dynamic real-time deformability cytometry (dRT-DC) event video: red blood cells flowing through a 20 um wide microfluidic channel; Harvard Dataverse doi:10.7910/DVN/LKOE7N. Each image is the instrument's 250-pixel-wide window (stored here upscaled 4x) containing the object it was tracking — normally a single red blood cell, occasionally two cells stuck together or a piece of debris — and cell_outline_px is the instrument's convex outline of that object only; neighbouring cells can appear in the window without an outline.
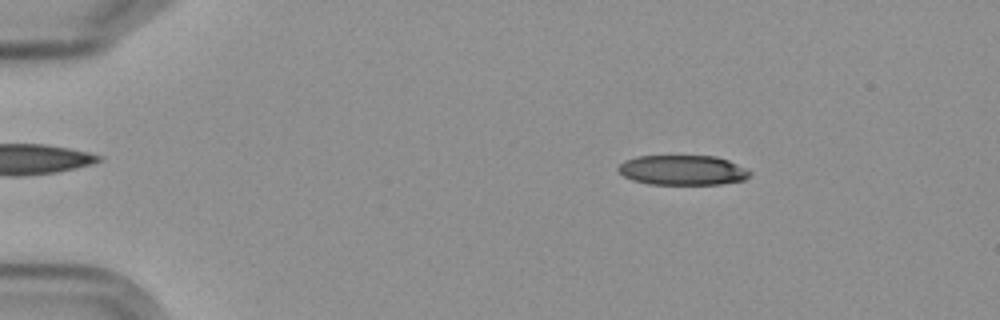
{"species": "Egyptian fruit bat (a non-hibernating species)", "species_latin": "Rousettus aegyptiacus", "temperature_condition": "cold", "stored_images_in_passage": 4, "camera_frame_rate_fps": 3000, "um_per_image_px": 0.085, "frame": {"image": 1, "passage_image": 2, "time_ms": 1.0, "image_size_px": [1000, 320], "cell_outline_px": [[752, 172], [744, 180], [720, 184], [648, 184], [632, 180], [624, 176], [616, 168], [624, 160], [636, 156], [716, 156], [728, 160], [748, 168]], "centroid_in_image_um": [58.02, 14.46], "position_along_channel_um": 27.0, "area_um2": 23.06}}